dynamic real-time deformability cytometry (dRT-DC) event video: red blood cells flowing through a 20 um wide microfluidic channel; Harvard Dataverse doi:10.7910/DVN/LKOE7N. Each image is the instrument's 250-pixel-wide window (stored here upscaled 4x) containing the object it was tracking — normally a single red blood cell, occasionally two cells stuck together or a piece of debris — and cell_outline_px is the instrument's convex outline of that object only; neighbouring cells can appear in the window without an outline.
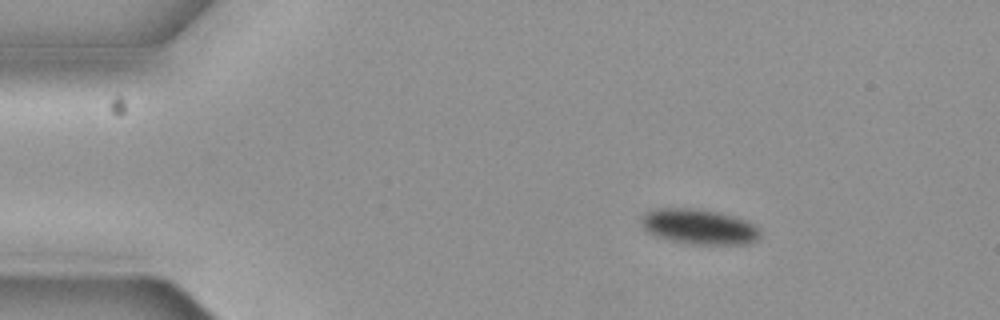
{"species": "common noctule bat (a hibernating species)", "species_latin": "Nyctalus noctula", "temperature_condition": "cold", "stored_images_in_passage": 4, "camera_frame_rate_fps": 3000, "um_per_image_px": 0.085, "animal": {"sex": "female", "body_mass_g": 19.3, "forearm_length_mm": 54.1}, "frame": {"image": 1, "passage_image": 2, "time_ms": 0.333, "image_size_px": [1000, 320], "cell_outline_px": [[760, 236], [756, 240], [748, 244], [692, 244], [672, 240], [656, 236], [648, 232], [644, 228], [644, 212], [652, 208], [696, 208], [720, 212], [756, 224], [760, 228]], "centroid_in_image_um": [59.46, 19.26], "position_along_channel_um": 25.5, "area_um2": 24.33}}